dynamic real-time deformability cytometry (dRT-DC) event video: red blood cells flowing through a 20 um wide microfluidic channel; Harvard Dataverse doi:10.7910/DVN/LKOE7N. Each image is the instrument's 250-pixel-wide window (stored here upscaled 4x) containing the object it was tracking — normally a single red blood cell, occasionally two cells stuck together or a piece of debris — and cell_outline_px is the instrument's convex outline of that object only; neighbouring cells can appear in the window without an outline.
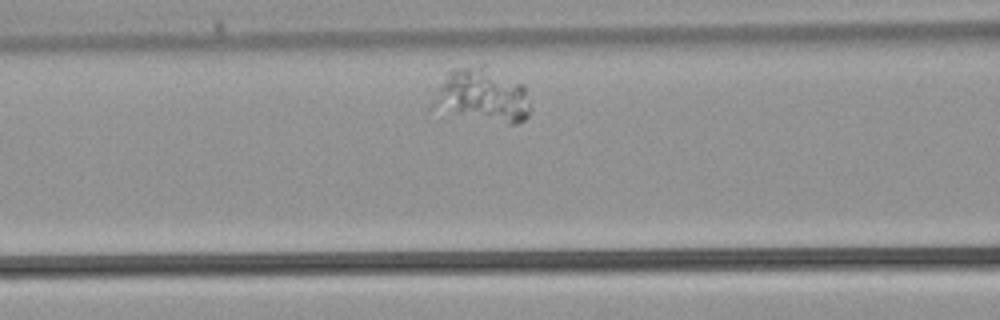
{"species": "common noctule bat (a hibernating species)", "species_latin": "Nyctalus noctula", "temperature_condition": "warm", "stored_images_in_passage": 29, "camera_frame_rate_fps": 3000, "um_per_image_px": 0.085, "animal": {"sex": "male", "body_mass_g": 21.5, "forearm_length_mm": 52.0}, "frame": {"image": 1, "passage_image": 5, "time_ms": 1.333, "image_size_px": [1000, 320], "cell_outline_px": [[528, 116], [524, 120], [516, 124], [508, 124], [428, 108], [448, 72], [452, 68], [480, 64], [484, 64], [524, 84], [528, 108]], "centroid_in_image_um": [40.98, 8.07], "position_along_channel_um": 125.6, "area_um2": 30.29}}
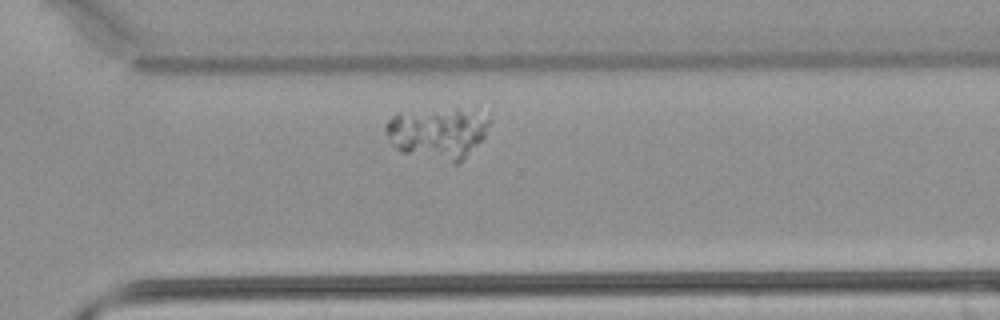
{"frame": {"image": 2, "passage_image": 18, "time_ms": 5.667, "image_size_px": [1000, 320], "cell_outline_px": [[492, 120], [484, 136], [456, 164], [404, 152], [396, 148], [384, 132], [384, 124], [396, 112], [456, 104]], "centroid_in_image_um": [37.15, 11.2], "position_along_channel_um": 333.4, "area_um2": 31.73}}